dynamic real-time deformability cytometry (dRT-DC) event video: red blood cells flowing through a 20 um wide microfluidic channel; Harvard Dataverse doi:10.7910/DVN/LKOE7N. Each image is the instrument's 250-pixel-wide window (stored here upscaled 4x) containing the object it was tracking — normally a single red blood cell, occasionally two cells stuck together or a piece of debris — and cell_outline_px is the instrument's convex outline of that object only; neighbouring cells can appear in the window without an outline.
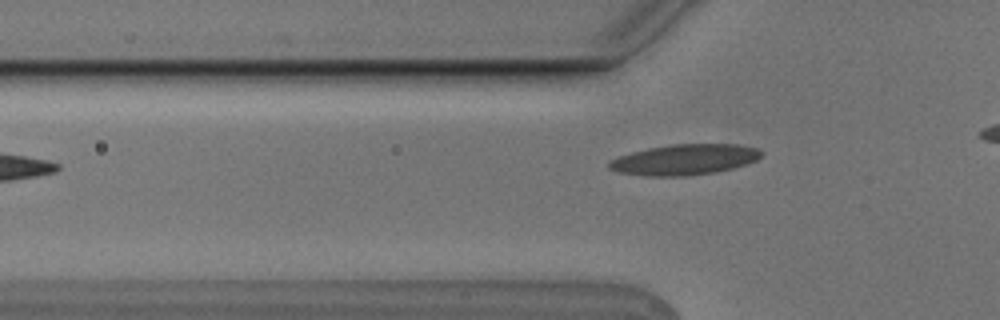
{"species": "Egyptian fruit bat (a non-hibernating species)", "species_latin": "Rousettus aegyptiacus", "temperature_condition": "cold", "stored_images_in_passage": 3, "camera_frame_rate_fps": 3000, "um_per_image_px": 0.085, "animal": {"sex": "male"}, "frame": {"image": 1, "passage_image": 3, "time_ms": 0.667, "image_size_px": [1000, 320], "cell_outline_px": [[764, 152], [756, 160], [732, 168], [716, 172], [688, 176], [648, 176], [620, 172], [608, 168], [608, 160], [632, 152], [648, 148], [672, 144], [736, 144], [756, 148]], "centroid_in_image_um": [58.17, 13.56], "position_along_channel_um": 67.6, "area_um2": 27.05}}